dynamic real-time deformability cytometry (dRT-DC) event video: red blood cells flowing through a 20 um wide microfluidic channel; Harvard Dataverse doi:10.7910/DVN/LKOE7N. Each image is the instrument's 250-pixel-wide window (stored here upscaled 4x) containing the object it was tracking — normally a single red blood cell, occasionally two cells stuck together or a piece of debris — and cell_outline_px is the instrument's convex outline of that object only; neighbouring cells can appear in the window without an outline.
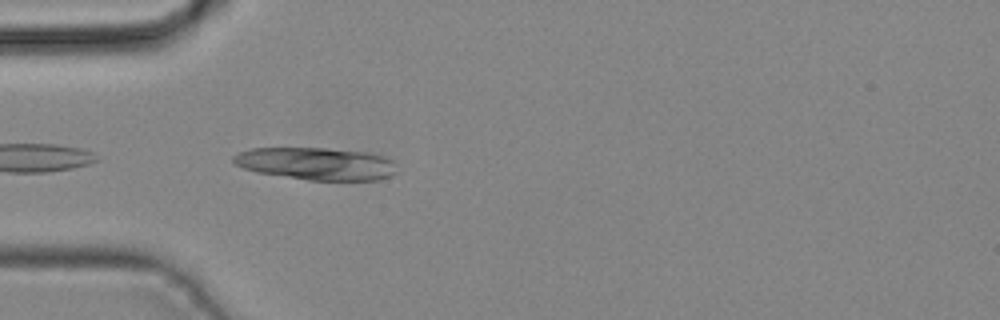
{"species": "common noctule bat (a hibernating species)", "species_latin": "Nyctalus noctula", "temperature_condition": "cold", "stored_images_in_passage": 9, "camera_frame_rate_fps": 3000, "um_per_image_px": 0.085, "animal": {"sex": "male", "body_mass_g": 19.2, "forearm_length_mm": 51.8}, "frame": {"image": 1, "passage_image": 2, "time_ms": 0.333, "image_size_px": [1000, 320], "cell_outline_px": [[396, 172], [392, 176], [376, 180], [308, 180], [256, 172], [244, 168], [236, 164], [232, 160], [232, 156], [240, 152], [252, 148], [324, 148], [364, 152], [384, 156], [392, 160]], "centroid_in_image_um": [26.88, 13.91], "position_along_channel_um": 58.1, "area_um2": 30.75}}